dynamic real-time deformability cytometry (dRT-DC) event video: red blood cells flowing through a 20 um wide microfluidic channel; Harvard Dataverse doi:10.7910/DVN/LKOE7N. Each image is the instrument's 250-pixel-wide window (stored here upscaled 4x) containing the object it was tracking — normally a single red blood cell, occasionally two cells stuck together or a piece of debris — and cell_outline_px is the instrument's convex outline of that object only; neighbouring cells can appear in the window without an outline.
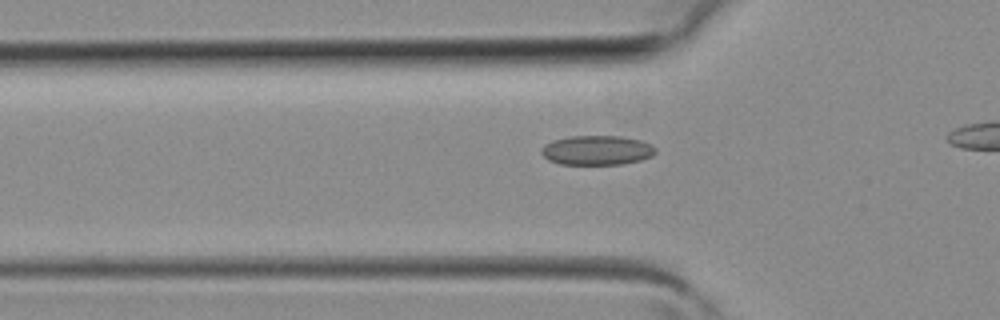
{"species": "common noctule bat (a hibernating species)", "species_latin": "Nyctalus noctula", "temperature_condition": "room temperature", "stored_images_in_passage": 18, "camera_frame_rate_fps": 3000, "um_per_image_px": 0.085, "animal": {"sex": "female", "body_mass_g": 19.3, "forearm_length_mm": 54.1}, "frame": {"image": 1, "passage_image": 4, "time_ms": 1.0, "image_size_px": [1000, 320], "cell_outline_px": [[656, 152], [652, 156], [640, 160], [624, 164], [560, 164], [548, 160], [540, 152], [540, 148], [544, 144], [552, 140], [568, 136], [620, 136], [640, 140], [652, 144], [656, 148]], "centroid_in_image_um": [50.72, 12.76], "position_along_channel_um": 75.1, "area_um2": 19.83}}
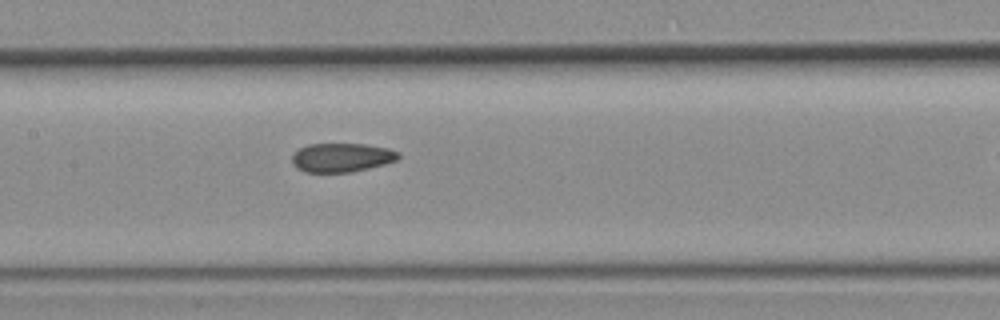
{"frame": {"image": 2, "passage_image": 10, "time_ms": 3.0, "image_size_px": [1000, 320], "cell_outline_px": [[400, 156], [396, 160], [384, 164], [352, 172], [304, 172], [296, 168], [292, 164], [292, 156], [300, 148], [308, 144], [364, 144], [388, 148], [400, 152]], "centroid_in_image_um": [29.04, 13.39], "position_along_channel_um": 178.4, "area_um2": 17.92}}
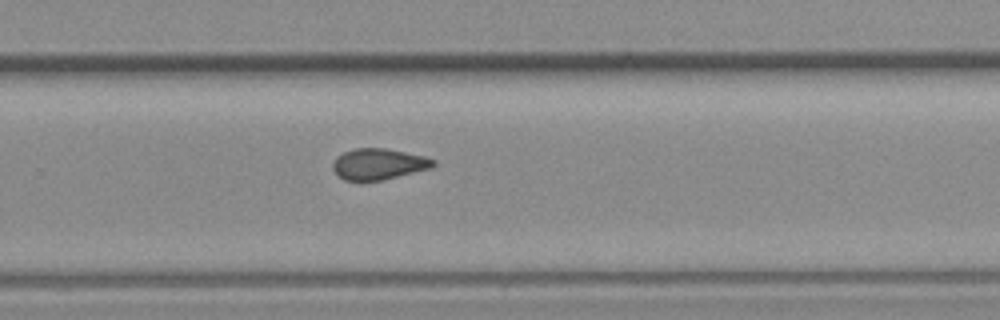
{"frame": {"image": 3, "passage_image": 17, "time_ms": 5.333, "image_size_px": [1000, 320], "cell_outline_px": [[436, 164], [428, 168], [384, 180], [344, 180], [332, 168], [332, 164], [336, 156], [344, 152], [356, 148], [384, 148], [424, 156], [436, 160]], "centroid_in_image_um": [32.16, 13.93], "position_along_channel_um": 297.6, "area_um2": 17.92}}